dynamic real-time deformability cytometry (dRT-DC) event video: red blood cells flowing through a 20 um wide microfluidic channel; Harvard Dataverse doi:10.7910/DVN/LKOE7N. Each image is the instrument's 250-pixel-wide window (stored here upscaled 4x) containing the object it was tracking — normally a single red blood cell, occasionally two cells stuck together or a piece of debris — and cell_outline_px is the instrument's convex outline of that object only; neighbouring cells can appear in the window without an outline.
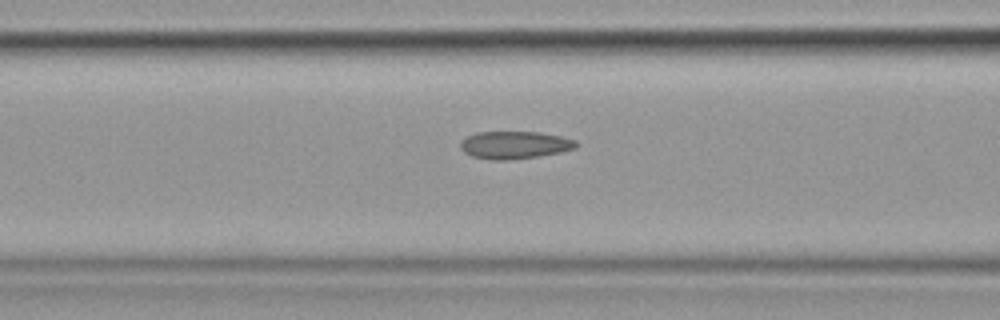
{"species": "common noctule bat (a hibernating species)", "species_latin": "Nyctalus noctula", "temperature_condition": "cold", "stored_images_in_passage": 17, "camera_frame_rate_fps": 3000, "um_per_image_px": 0.085, "animal": {"sex": "female", "body_mass_g": 19.9}, "frame": {"image": 1, "passage_image": 15, "time_ms": 4.667, "image_size_px": [1000, 320], "cell_outline_px": [[580, 144], [576, 148], [560, 152], [536, 156], [508, 160], [492, 160], [472, 156], [464, 152], [460, 148], [460, 140], [476, 132], [540, 132], [560, 136], [576, 140]], "centroid_in_image_um": [43.74, 12.32], "position_along_channel_um": 122.9, "area_um2": 18.61}}